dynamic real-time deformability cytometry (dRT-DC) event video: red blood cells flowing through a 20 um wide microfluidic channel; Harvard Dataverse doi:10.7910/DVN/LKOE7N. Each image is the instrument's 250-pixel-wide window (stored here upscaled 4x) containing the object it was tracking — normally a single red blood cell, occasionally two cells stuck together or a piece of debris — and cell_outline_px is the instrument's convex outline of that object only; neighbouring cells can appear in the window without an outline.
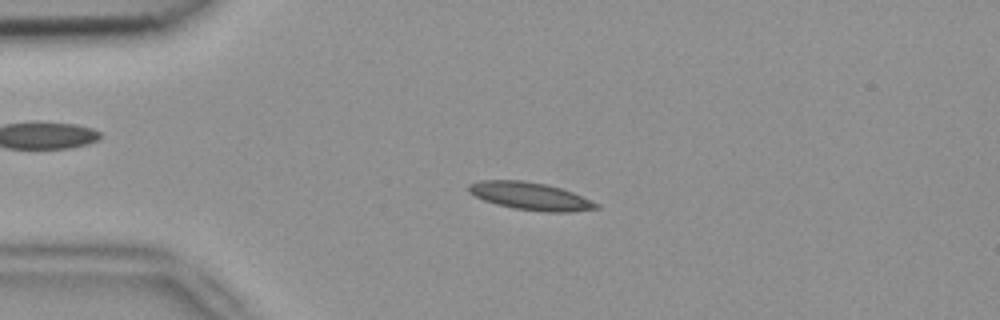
{"species": "common noctule bat (a hibernating species)", "species_latin": "Nyctalus noctula", "temperature_condition": "room temperature", "stored_images_in_passage": 6, "camera_frame_rate_fps": 3000, "um_per_image_px": 0.085, "animal": {"sex": "female", "body_mass_g": 18.4}, "frame": {"image": 1, "passage_image": 2, "time_ms": 0.333, "image_size_px": [1000, 320], "cell_outline_px": [[600, 208], [572, 212], [544, 212], [512, 208], [496, 204], [484, 200], [468, 192], [468, 184], [480, 180], [524, 180], [548, 184], [572, 192], [600, 204]], "centroid_in_image_um": [45.08, 16.67], "position_along_channel_um": 39.9, "area_um2": 20.69}}
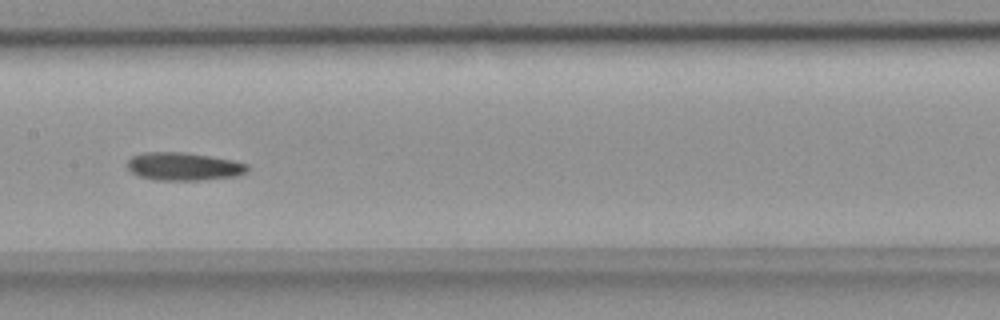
{"frame": {"image": 2, "passage_image": 6, "time_ms": 1.667, "image_size_px": [1000, 320], "cell_outline_px": [[248, 172], [236, 176], [204, 180], [156, 180], [140, 176], [132, 172], [128, 168], [128, 160], [132, 156], [144, 152], [184, 152], [232, 160], [248, 164]], "centroid_in_image_um": [15.63, 14.15], "position_along_channel_um": 191.8, "area_um2": 19.54}}